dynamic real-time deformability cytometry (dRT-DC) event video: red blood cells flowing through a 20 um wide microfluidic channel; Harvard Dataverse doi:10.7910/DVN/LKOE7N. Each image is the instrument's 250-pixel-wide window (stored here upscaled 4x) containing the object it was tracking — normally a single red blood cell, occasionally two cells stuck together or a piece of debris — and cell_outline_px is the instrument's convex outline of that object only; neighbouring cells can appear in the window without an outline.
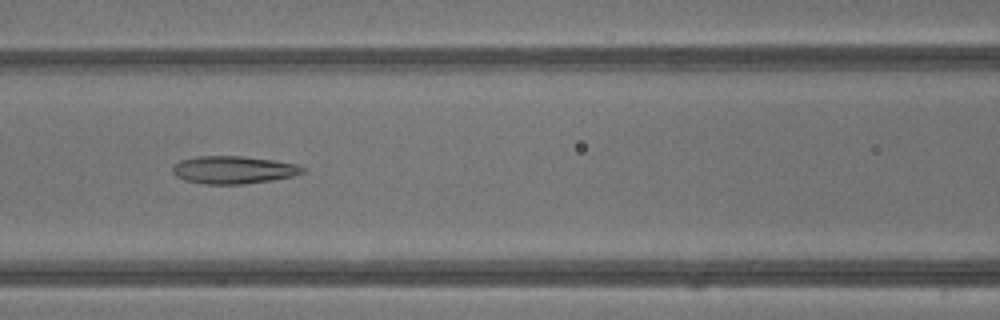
{"species": "common noctule bat (a hibernating species)", "species_latin": "Nyctalus noctula", "temperature_condition": "warm", "stored_images_in_passage": 39, "camera_frame_rate_fps": 3000, "um_per_image_px": 0.085, "animal": {"sex": "male", "body_mass_g": 13.3}, "frame": {"image": 1, "passage_image": 15, "time_ms": 4.667, "image_size_px": [1000, 320], "cell_outline_px": [[308, 172], [292, 176], [272, 180], [244, 184], [204, 184], [184, 180], [176, 176], [172, 172], [172, 168], [180, 160], [196, 156], [244, 156], [272, 160], [296, 164], [304, 168]], "centroid_in_image_um": [19.84, 14.44], "position_along_channel_um": 146.8, "area_um2": 21.04}}
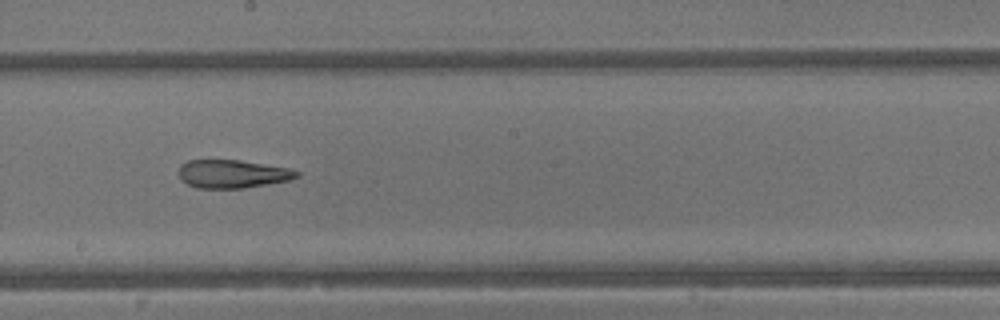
{"frame": {"image": 2, "passage_image": 20, "time_ms": 6.333, "image_size_px": [1000, 320], "cell_outline_px": [[300, 176], [288, 180], [244, 188], [196, 188], [180, 180], [180, 164], [188, 160], [240, 160], [288, 168], [300, 172]], "centroid_in_image_um": [19.74, 14.78], "position_along_channel_um": 228.5, "area_um2": 19.31}}
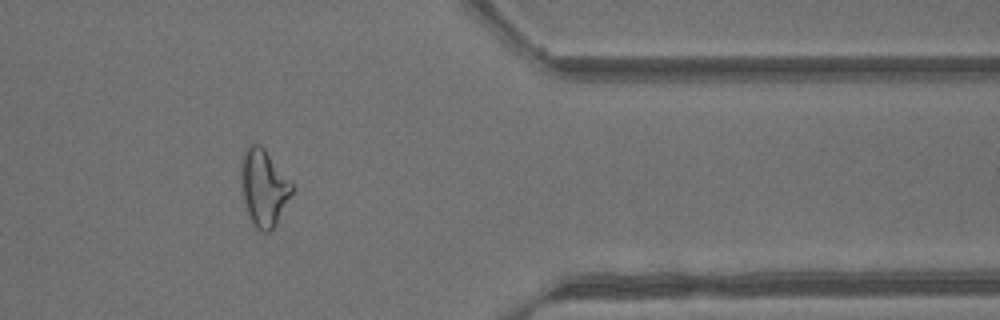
{"frame": {"image": 3, "passage_image": 31, "time_ms": 10.0, "image_size_px": [1000, 320], "cell_outline_px": [[292, 192], [276, 224], [268, 232], [264, 232], [256, 228], [248, 212], [244, 200], [240, 172], [240, 168], [244, 148], [248, 144], [260, 144], [264, 148], [292, 184]], "centroid_in_image_um": [22.39, 15.91], "position_along_channel_um": 389.0, "area_um2": 22.2}, "authors_computed_cell_mechanics": {"area_um2": 22.1952, "velocity_mm_per_s": 4.913, "shape_relaxation_time_tau1_ms": null, "shape_relaxation_time_tau2_ms": 2.3673, "deformation_change_tau1": null, "deformation_change_tau2": 0.1397}}